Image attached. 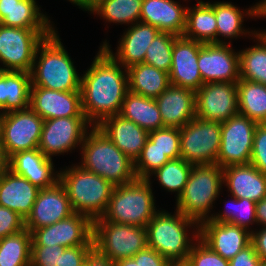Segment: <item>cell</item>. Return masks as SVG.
Listing matches in <instances>:
<instances>
[{"mask_svg":"<svg viewBox=\"0 0 266 266\" xmlns=\"http://www.w3.org/2000/svg\"><path fill=\"white\" fill-rule=\"evenodd\" d=\"M155 102L164 127L181 128L196 117L195 91L170 84Z\"/></svg>","mask_w":266,"mask_h":266,"instance_id":"23","label":"cell"},{"mask_svg":"<svg viewBox=\"0 0 266 266\" xmlns=\"http://www.w3.org/2000/svg\"><path fill=\"white\" fill-rule=\"evenodd\" d=\"M259 266H266V263L261 262V263L259 264Z\"/></svg>","mask_w":266,"mask_h":266,"instance_id":"59","label":"cell"},{"mask_svg":"<svg viewBox=\"0 0 266 266\" xmlns=\"http://www.w3.org/2000/svg\"><path fill=\"white\" fill-rule=\"evenodd\" d=\"M250 164L266 175V123L256 126Z\"/></svg>","mask_w":266,"mask_h":266,"instance_id":"44","label":"cell"},{"mask_svg":"<svg viewBox=\"0 0 266 266\" xmlns=\"http://www.w3.org/2000/svg\"><path fill=\"white\" fill-rule=\"evenodd\" d=\"M91 124L86 117H59L44 120L38 149L50 159L82 145ZM79 143V144H78Z\"/></svg>","mask_w":266,"mask_h":266,"instance_id":"14","label":"cell"},{"mask_svg":"<svg viewBox=\"0 0 266 266\" xmlns=\"http://www.w3.org/2000/svg\"><path fill=\"white\" fill-rule=\"evenodd\" d=\"M125 32L120 39L117 53L113 54L108 42L105 41L102 44V47L122 65V69L144 63L146 50L160 30L155 26L139 21Z\"/></svg>","mask_w":266,"mask_h":266,"instance_id":"22","label":"cell"},{"mask_svg":"<svg viewBox=\"0 0 266 266\" xmlns=\"http://www.w3.org/2000/svg\"><path fill=\"white\" fill-rule=\"evenodd\" d=\"M230 45L202 43L197 63L204 84L240 80L239 52H234Z\"/></svg>","mask_w":266,"mask_h":266,"instance_id":"16","label":"cell"},{"mask_svg":"<svg viewBox=\"0 0 266 266\" xmlns=\"http://www.w3.org/2000/svg\"><path fill=\"white\" fill-rule=\"evenodd\" d=\"M119 115L131 120L148 132L164 128L155 99L130 91L125 95Z\"/></svg>","mask_w":266,"mask_h":266,"instance_id":"31","label":"cell"},{"mask_svg":"<svg viewBox=\"0 0 266 266\" xmlns=\"http://www.w3.org/2000/svg\"><path fill=\"white\" fill-rule=\"evenodd\" d=\"M30 108L43 120L59 117H85L81 91H57L31 87Z\"/></svg>","mask_w":266,"mask_h":266,"instance_id":"19","label":"cell"},{"mask_svg":"<svg viewBox=\"0 0 266 266\" xmlns=\"http://www.w3.org/2000/svg\"><path fill=\"white\" fill-rule=\"evenodd\" d=\"M261 262L253 244L250 243L229 260V266H259Z\"/></svg>","mask_w":266,"mask_h":266,"instance_id":"48","label":"cell"},{"mask_svg":"<svg viewBox=\"0 0 266 266\" xmlns=\"http://www.w3.org/2000/svg\"><path fill=\"white\" fill-rule=\"evenodd\" d=\"M223 183L237 199L257 203L266 196V175L250 163L224 167Z\"/></svg>","mask_w":266,"mask_h":266,"instance_id":"25","label":"cell"},{"mask_svg":"<svg viewBox=\"0 0 266 266\" xmlns=\"http://www.w3.org/2000/svg\"><path fill=\"white\" fill-rule=\"evenodd\" d=\"M143 0H93L88 11L108 22L133 25L140 21Z\"/></svg>","mask_w":266,"mask_h":266,"instance_id":"35","label":"cell"},{"mask_svg":"<svg viewBox=\"0 0 266 266\" xmlns=\"http://www.w3.org/2000/svg\"><path fill=\"white\" fill-rule=\"evenodd\" d=\"M196 117L225 122L239 114L237 82L203 84L195 92Z\"/></svg>","mask_w":266,"mask_h":266,"instance_id":"15","label":"cell"},{"mask_svg":"<svg viewBox=\"0 0 266 266\" xmlns=\"http://www.w3.org/2000/svg\"><path fill=\"white\" fill-rule=\"evenodd\" d=\"M65 247L55 246H31L30 266H59L60 254Z\"/></svg>","mask_w":266,"mask_h":266,"instance_id":"45","label":"cell"},{"mask_svg":"<svg viewBox=\"0 0 266 266\" xmlns=\"http://www.w3.org/2000/svg\"><path fill=\"white\" fill-rule=\"evenodd\" d=\"M202 43L177 36L172 50L170 84L197 91L204 83L198 67V52Z\"/></svg>","mask_w":266,"mask_h":266,"instance_id":"18","label":"cell"},{"mask_svg":"<svg viewBox=\"0 0 266 266\" xmlns=\"http://www.w3.org/2000/svg\"><path fill=\"white\" fill-rule=\"evenodd\" d=\"M223 168L218 164L193 165L183 193L176 199V210L201 223L220 194Z\"/></svg>","mask_w":266,"mask_h":266,"instance_id":"7","label":"cell"},{"mask_svg":"<svg viewBox=\"0 0 266 266\" xmlns=\"http://www.w3.org/2000/svg\"><path fill=\"white\" fill-rule=\"evenodd\" d=\"M75 213L83 214L92 221L101 218L108 207L115 186L103 177L74 165L59 173Z\"/></svg>","mask_w":266,"mask_h":266,"instance_id":"4","label":"cell"},{"mask_svg":"<svg viewBox=\"0 0 266 266\" xmlns=\"http://www.w3.org/2000/svg\"><path fill=\"white\" fill-rule=\"evenodd\" d=\"M82 143L80 166L116 186L136 179L134 162L97 127L91 126Z\"/></svg>","mask_w":266,"mask_h":266,"instance_id":"2","label":"cell"},{"mask_svg":"<svg viewBox=\"0 0 266 266\" xmlns=\"http://www.w3.org/2000/svg\"><path fill=\"white\" fill-rule=\"evenodd\" d=\"M176 37L175 34L160 31L147 48L144 63L169 73L172 66L173 43Z\"/></svg>","mask_w":266,"mask_h":266,"instance_id":"40","label":"cell"},{"mask_svg":"<svg viewBox=\"0 0 266 266\" xmlns=\"http://www.w3.org/2000/svg\"><path fill=\"white\" fill-rule=\"evenodd\" d=\"M251 243L261 261L266 263V227H262L259 231L251 230Z\"/></svg>","mask_w":266,"mask_h":266,"instance_id":"51","label":"cell"},{"mask_svg":"<svg viewBox=\"0 0 266 266\" xmlns=\"http://www.w3.org/2000/svg\"><path fill=\"white\" fill-rule=\"evenodd\" d=\"M21 0H0V22L6 17V13H9L16 2Z\"/></svg>","mask_w":266,"mask_h":266,"instance_id":"54","label":"cell"},{"mask_svg":"<svg viewBox=\"0 0 266 266\" xmlns=\"http://www.w3.org/2000/svg\"><path fill=\"white\" fill-rule=\"evenodd\" d=\"M115 266H140V251L132 258H123L115 261Z\"/></svg>","mask_w":266,"mask_h":266,"instance_id":"55","label":"cell"},{"mask_svg":"<svg viewBox=\"0 0 266 266\" xmlns=\"http://www.w3.org/2000/svg\"><path fill=\"white\" fill-rule=\"evenodd\" d=\"M217 22L215 2L198 0L195 7L186 9L185 29L183 36L201 43H216Z\"/></svg>","mask_w":266,"mask_h":266,"instance_id":"29","label":"cell"},{"mask_svg":"<svg viewBox=\"0 0 266 266\" xmlns=\"http://www.w3.org/2000/svg\"><path fill=\"white\" fill-rule=\"evenodd\" d=\"M52 33L0 24V62L3 71L30 73L38 46Z\"/></svg>","mask_w":266,"mask_h":266,"instance_id":"11","label":"cell"},{"mask_svg":"<svg viewBox=\"0 0 266 266\" xmlns=\"http://www.w3.org/2000/svg\"><path fill=\"white\" fill-rule=\"evenodd\" d=\"M102 46L81 78L82 111L92 126L119 114L129 91L128 71Z\"/></svg>","mask_w":266,"mask_h":266,"instance_id":"1","label":"cell"},{"mask_svg":"<svg viewBox=\"0 0 266 266\" xmlns=\"http://www.w3.org/2000/svg\"><path fill=\"white\" fill-rule=\"evenodd\" d=\"M239 114L266 123V85L240 79L237 82Z\"/></svg>","mask_w":266,"mask_h":266,"instance_id":"34","label":"cell"},{"mask_svg":"<svg viewBox=\"0 0 266 266\" xmlns=\"http://www.w3.org/2000/svg\"><path fill=\"white\" fill-rule=\"evenodd\" d=\"M44 120L30 107L3 113L0 142L6 159L17 152L38 148Z\"/></svg>","mask_w":266,"mask_h":266,"instance_id":"10","label":"cell"},{"mask_svg":"<svg viewBox=\"0 0 266 266\" xmlns=\"http://www.w3.org/2000/svg\"><path fill=\"white\" fill-rule=\"evenodd\" d=\"M25 228V219L17 212L0 205V238L16 234Z\"/></svg>","mask_w":266,"mask_h":266,"instance_id":"46","label":"cell"},{"mask_svg":"<svg viewBox=\"0 0 266 266\" xmlns=\"http://www.w3.org/2000/svg\"><path fill=\"white\" fill-rule=\"evenodd\" d=\"M97 127L133 162L141 154L149 132L119 114L102 120Z\"/></svg>","mask_w":266,"mask_h":266,"instance_id":"24","label":"cell"},{"mask_svg":"<svg viewBox=\"0 0 266 266\" xmlns=\"http://www.w3.org/2000/svg\"><path fill=\"white\" fill-rule=\"evenodd\" d=\"M71 3L79 6V8L88 11L91 2L89 0H69Z\"/></svg>","mask_w":266,"mask_h":266,"instance_id":"56","label":"cell"},{"mask_svg":"<svg viewBox=\"0 0 266 266\" xmlns=\"http://www.w3.org/2000/svg\"><path fill=\"white\" fill-rule=\"evenodd\" d=\"M31 75L0 70V110L3 113L30 107Z\"/></svg>","mask_w":266,"mask_h":266,"instance_id":"28","label":"cell"},{"mask_svg":"<svg viewBox=\"0 0 266 266\" xmlns=\"http://www.w3.org/2000/svg\"><path fill=\"white\" fill-rule=\"evenodd\" d=\"M193 164L185 161L183 158L169 160L154 174L160 185L168 192H177L176 198L183 193L188 181Z\"/></svg>","mask_w":266,"mask_h":266,"instance_id":"38","label":"cell"},{"mask_svg":"<svg viewBox=\"0 0 266 266\" xmlns=\"http://www.w3.org/2000/svg\"><path fill=\"white\" fill-rule=\"evenodd\" d=\"M169 263L164 256L150 247L140 251V266H168Z\"/></svg>","mask_w":266,"mask_h":266,"instance_id":"49","label":"cell"},{"mask_svg":"<svg viewBox=\"0 0 266 266\" xmlns=\"http://www.w3.org/2000/svg\"><path fill=\"white\" fill-rule=\"evenodd\" d=\"M39 190L8 168L0 173V205L17 212L25 220L32 211Z\"/></svg>","mask_w":266,"mask_h":266,"instance_id":"26","label":"cell"},{"mask_svg":"<svg viewBox=\"0 0 266 266\" xmlns=\"http://www.w3.org/2000/svg\"><path fill=\"white\" fill-rule=\"evenodd\" d=\"M93 243L112 261L132 258L148 247L146 227L93 221Z\"/></svg>","mask_w":266,"mask_h":266,"instance_id":"8","label":"cell"},{"mask_svg":"<svg viewBox=\"0 0 266 266\" xmlns=\"http://www.w3.org/2000/svg\"><path fill=\"white\" fill-rule=\"evenodd\" d=\"M245 13L230 2L215 3V17L217 22L216 43H227L218 38H236L241 34L250 33L242 29Z\"/></svg>","mask_w":266,"mask_h":266,"instance_id":"37","label":"cell"},{"mask_svg":"<svg viewBox=\"0 0 266 266\" xmlns=\"http://www.w3.org/2000/svg\"><path fill=\"white\" fill-rule=\"evenodd\" d=\"M129 91L156 99L169 85V73L152 65L139 63L127 68Z\"/></svg>","mask_w":266,"mask_h":266,"instance_id":"30","label":"cell"},{"mask_svg":"<svg viewBox=\"0 0 266 266\" xmlns=\"http://www.w3.org/2000/svg\"><path fill=\"white\" fill-rule=\"evenodd\" d=\"M7 168V159L4 155L2 145L0 142V173Z\"/></svg>","mask_w":266,"mask_h":266,"instance_id":"57","label":"cell"},{"mask_svg":"<svg viewBox=\"0 0 266 266\" xmlns=\"http://www.w3.org/2000/svg\"><path fill=\"white\" fill-rule=\"evenodd\" d=\"M168 266H189L186 262H170Z\"/></svg>","mask_w":266,"mask_h":266,"instance_id":"58","label":"cell"},{"mask_svg":"<svg viewBox=\"0 0 266 266\" xmlns=\"http://www.w3.org/2000/svg\"><path fill=\"white\" fill-rule=\"evenodd\" d=\"M194 232L193 238L197 239V244H193L188 254L186 263L189 266H229V260L212 251L199 239V228Z\"/></svg>","mask_w":266,"mask_h":266,"instance_id":"43","label":"cell"},{"mask_svg":"<svg viewBox=\"0 0 266 266\" xmlns=\"http://www.w3.org/2000/svg\"><path fill=\"white\" fill-rule=\"evenodd\" d=\"M7 168L39 189L54 186L59 182V172L54 173L52 159L46 157L38 148L15 153L7 160Z\"/></svg>","mask_w":266,"mask_h":266,"instance_id":"21","label":"cell"},{"mask_svg":"<svg viewBox=\"0 0 266 266\" xmlns=\"http://www.w3.org/2000/svg\"><path fill=\"white\" fill-rule=\"evenodd\" d=\"M199 223L177 211L174 215L158 211L146 225L148 247L164 256L169 262H186L193 242L187 235L188 227Z\"/></svg>","mask_w":266,"mask_h":266,"instance_id":"6","label":"cell"},{"mask_svg":"<svg viewBox=\"0 0 266 266\" xmlns=\"http://www.w3.org/2000/svg\"><path fill=\"white\" fill-rule=\"evenodd\" d=\"M148 139L170 160L181 158L180 128L164 127L150 131Z\"/></svg>","mask_w":266,"mask_h":266,"instance_id":"42","label":"cell"},{"mask_svg":"<svg viewBox=\"0 0 266 266\" xmlns=\"http://www.w3.org/2000/svg\"><path fill=\"white\" fill-rule=\"evenodd\" d=\"M221 123L195 117L180 128L181 158L193 165L217 164Z\"/></svg>","mask_w":266,"mask_h":266,"instance_id":"9","label":"cell"},{"mask_svg":"<svg viewBox=\"0 0 266 266\" xmlns=\"http://www.w3.org/2000/svg\"><path fill=\"white\" fill-rule=\"evenodd\" d=\"M169 160L150 139H147L141 154L134 162L136 178L150 180L152 173L161 168Z\"/></svg>","mask_w":266,"mask_h":266,"instance_id":"41","label":"cell"},{"mask_svg":"<svg viewBox=\"0 0 266 266\" xmlns=\"http://www.w3.org/2000/svg\"><path fill=\"white\" fill-rule=\"evenodd\" d=\"M248 16H257V17H265L266 18V0L260 1V3H256L253 7L245 10Z\"/></svg>","mask_w":266,"mask_h":266,"instance_id":"53","label":"cell"},{"mask_svg":"<svg viewBox=\"0 0 266 266\" xmlns=\"http://www.w3.org/2000/svg\"><path fill=\"white\" fill-rule=\"evenodd\" d=\"M186 9L174 0H143L140 22L155 26L161 32L183 36Z\"/></svg>","mask_w":266,"mask_h":266,"instance_id":"27","label":"cell"},{"mask_svg":"<svg viewBox=\"0 0 266 266\" xmlns=\"http://www.w3.org/2000/svg\"><path fill=\"white\" fill-rule=\"evenodd\" d=\"M256 221L266 227V196L256 203Z\"/></svg>","mask_w":266,"mask_h":266,"instance_id":"52","label":"cell"},{"mask_svg":"<svg viewBox=\"0 0 266 266\" xmlns=\"http://www.w3.org/2000/svg\"><path fill=\"white\" fill-rule=\"evenodd\" d=\"M199 239L212 251L230 260L251 243V231L207 219L199 223Z\"/></svg>","mask_w":266,"mask_h":266,"instance_id":"20","label":"cell"},{"mask_svg":"<svg viewBox=\"0 0 266 266\" xmlns=\"http://www.w3.org/2000/svg\"><path fill=\"white\" fill-rule=\"evenodd\" d=\"M74 213L67 193L60 182L40 189L25 228L31 233L35 229L49 226Z\"/></svg>","mask_w":266,"mask_h":266,"instance_id":"17","label":"cell"},{"mask_svg":"<svg viewBox=\"0 0 266 266\" xmlns=\"http://www.w3.org/2000/svg\"><path fill=\"white\" fill-rule=\"evenodd\" d=\"M39 9L36 0H21L16 2L9 13H6L0 24L7 27L34 29L39 33H53L55 29L50 24L51 21Z\"/></svg>","mask_w":266,"mask_h":266,"instance_id":"32","label":"cell"},{"mask_svg":"<svg viewBox=\"0 0 266 266\" xmlns=\"http://www.w3.org/2000/svg\"><path fill=\"white\" fill-rule=\"evenodd\" d=\"M31 233L24 229L0 238V266H30Z\"/></svg>","mask_w":266,"mask_h":266,"instance_id":"36","label":"cell"},{"mask_svg":"<svg viewBox=\"0 0 266 266\" xmlns=\"http://www.w3.org/2000/svg\"><path fill=\"white\" fill-rule=\"evenodd\" d=\"M93 245L68 247L60 254L59 266H83L88 250Z\"/></svg>","mask_w":266,"mask_h":266,"instance_id":"47","label":"cell"},{"mask_svg":"<svg viewBox=\"0 0 266 266\" xmlns=\"http://www.w3.org/2000/svg\"><path fill=\"white\" fill-rule=\"evenodd\" d=\"M151 184L148 179L136 178L133 182L116 186L106 212L95 221H112L146 227L159 211L155 206Z\"/></svg>","mask_w":266,"mask_h":266,"instance_id":"5","label":"cell"},{"mask_svg":"<svg viewBox=\"0 0 266 266\" xmlns=\"http://www.w3.org/2000/svg\"><path fill=\"white\" fill-rule=\"evenodd\" d=\"M85 266H115L106 254L101 252L96 246H92L85 257Z\"/></svg>","mask_w":266,"mask_h":266,"instance_id":"50","label":"cell"},{"mask_svg":"<svg viewBox=\"0 0 266 266\" xmlns=\"http://www.w3.org/2000/svg\"><path fill=\"white\" fill-rule=\"evenodd\" d=\"M232 197L233 199L227 202L229 207L227 211L218 213L216 216L212 214L209 219L216 223H229L250 231L249 225L257 223L256 203L249 199Z\"/></svg>","mask_w":266,"mask_h":266,"instance_id":"39","label":"cell"},{"mask_svg":"<svg viewBox=\"0 0 266 266\" xmlns=\"http://www.w3.org/2000/svg\"><path fill=\"white\" fill-rule=\"evenodd\" d=\"M31 246L75 247L94 245L93 221L83 214L73 213L56 223L31 232Z\"/></svg>","mask_w":266,"mask_h":266,"instance_id":"13","label":"cell"},{"mask_svg":"<svg viewBox=\"0 0 266 266\" xmlns=\"http://www.w3.org/2000/svg\"><path fill=\"white\" fill-rule=\"evenodd\" d=\"M257 124L241 114L221 123V143L217 156L220 167L250 163Z\"/></svg>","mask_w":266,"mask_h":266,"instance_id":"12","label":"cell"},{"mask_svg":"<svg viewBox=\"0 0 266 266\" xmlns=\"http://www.w3.org/2000/svg\"><path fill=\"white\" fill-rule=\"evenodd\" d=\"M60 40L55 30L38 46L30 72L31 87L80 91L82 77L78 75L71 57ZM38 54H40L39 58Z\"/></svg>","mask_w":266,"mask_h":266,"instance_id":"3","label":"cell"},{"mask_svg":"<svg viewBox=\"0 0 266 266\" xmlns=\"http://www.w3.org/2000/svg\"><path fill=\"white\" fill-rule=\"evenodd\" d=\"M258 44L239 52L240 79L266 85V31H254Z\"/></svg>","mask_w":266,"mask_h":266,"instance_id":"33","label":"cell"}]
</instances>
